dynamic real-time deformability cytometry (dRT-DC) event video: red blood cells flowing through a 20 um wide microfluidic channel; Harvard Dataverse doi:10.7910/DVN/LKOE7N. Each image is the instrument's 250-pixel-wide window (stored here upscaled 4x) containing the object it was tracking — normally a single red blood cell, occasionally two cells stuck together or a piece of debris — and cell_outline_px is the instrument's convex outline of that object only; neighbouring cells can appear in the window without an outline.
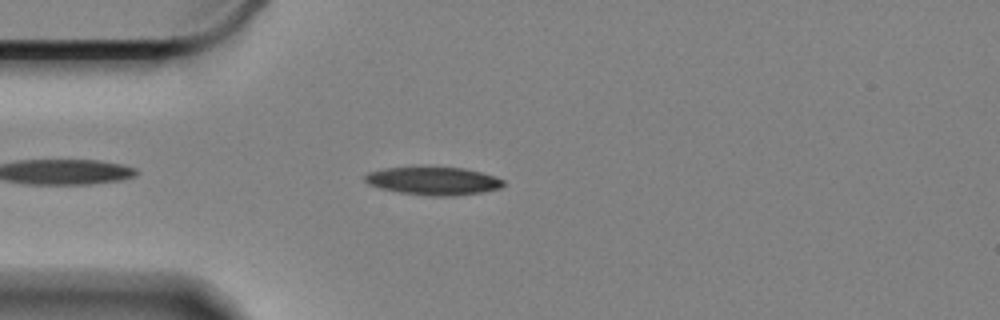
{"species": "Egyptian fruit bat (a non-hibernating species)", "species_latin": "Rousettus aegyptiacus", "temperature_condition": "cold", "stored_images_in_passage": 26, "camera_frame_rate_fps": 3000, "um_per_image_px": 0.085, "animal": {"sex": "female"}, "frame": {"image": 1, "passage_image": 5, "time_ms": 1.333, "image_size_px": [1000, 320], "cell_outline_px": [[504, 184], [500, 188], [480, 192], [452, 196], [428, 196], [400, 192], [380, 188], [368, 184], [364, 180], [364, 176], [368, 172], [384, 168], [464, 168], [496, 176], [504, 180]], "centroid_in_image_um": [36.83, 15.39], "position_along_channel_um": 48.2, "area_um2": 22.31}}
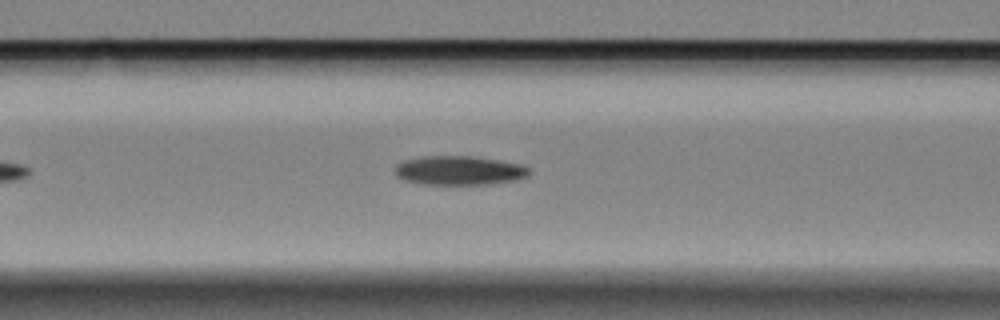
{"frame": {"image": 2, "passage_image": 13, "time_ms": 4.0, "image_size_px": [1000, 320], "cell_outline_px": [[532, 172], [528, 176], [512, 180], [488, 184], [420, 184], [404, 180], [396, 176], [396, 164], [404, 160], [420, 156], [472, 156], [524, 164]], "centroid_in_image_um": [39.03, 14.48], "position_along_channel_um": 127.6, "area_um2": 22.83}}
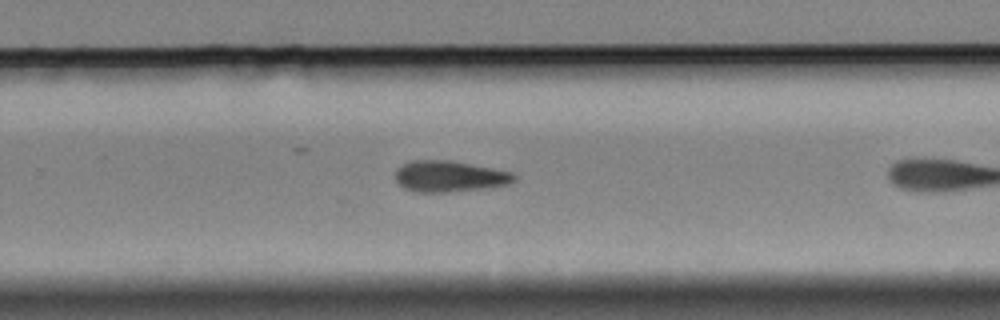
{"frame": {"image": 3, "passage_image": 24, "time_ms": 7.667, "image_size_px": [1000, 320], "cell_outline_px": [[516, 180], [508, 184], [488, 188], [448, 192], [416, 192], [404, 188], [396, 180], [396, 168], [412, 160], [452, 160], [512, 172], [516, 176]], "centroid_in_image_um": [38.22, 14.99], "position_along_channel_um": 291.6, "area_um2": 21.62}}